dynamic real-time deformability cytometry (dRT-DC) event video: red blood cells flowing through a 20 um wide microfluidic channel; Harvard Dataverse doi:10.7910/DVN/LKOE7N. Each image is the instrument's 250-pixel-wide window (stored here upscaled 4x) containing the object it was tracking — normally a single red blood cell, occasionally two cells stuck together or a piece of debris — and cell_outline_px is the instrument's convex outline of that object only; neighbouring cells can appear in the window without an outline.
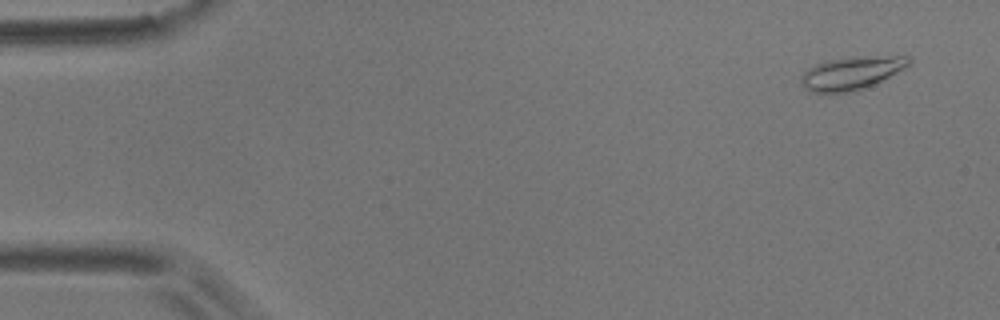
{"species": "common noctule bat (a hibernating species)", "species_latin": "Nyctalus noctula", "temperature_condition": "room temperature", "stored_images_in_passage": 3, "camera_frame_rate_fps": 3000, "um_per_image_px": 0.085, "animal": {"sex": "male", "body_mass_g": 17.9}, "frame": {"image": 1, "passage_image": 3, "time_ms": 3.0, "image_size_px": [1000, 320], "cell_outline_px": [[912, 64], [864, 88], [848, 92], [812, 92], [804, 88], [800, 80], [800, 76], [808, 68], [816, 64], [832, 60], [852, 56], [908, 56], [912, 60]], "centroid_in_image_um": [72.37, 6.19], "position_along_channel_um": 12.6, "area_um2": 20.46}}